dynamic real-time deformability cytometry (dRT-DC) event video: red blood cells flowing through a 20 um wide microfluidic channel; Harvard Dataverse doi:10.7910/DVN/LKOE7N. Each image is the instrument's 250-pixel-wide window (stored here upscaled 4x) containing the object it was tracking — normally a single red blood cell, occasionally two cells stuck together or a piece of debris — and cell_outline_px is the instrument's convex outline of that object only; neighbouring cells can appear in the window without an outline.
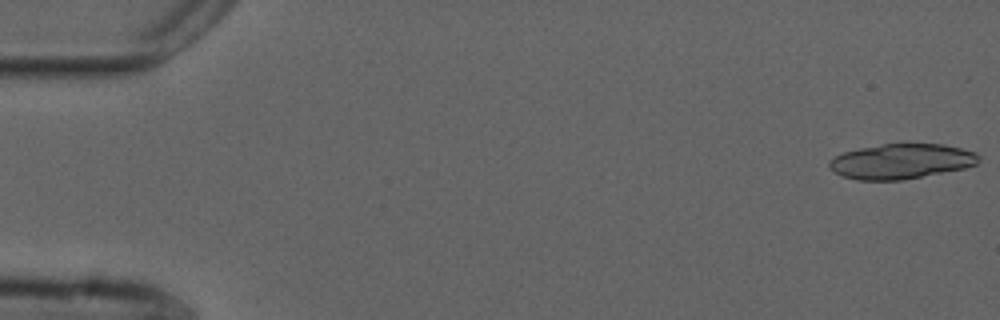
{"species": "common noctule bat (a hibernating species)", "species_latin": "Nyctalus noctula", "temperature_condition": "cold", "stored_images_in_passage": 18, "camera_frame_rate_fps": 3000, "um_per_image_px": 0.085, "animal": {"sex": "male", "forearm_length_mm": 52.5}, "frame": {"image": 1, "passage_image": 1, "time_ms": 0.0, "image_size_px": [1000, 320], "cell_outline_px": [[980, 160], [976, 164], [964, 168], [900, 180], [856, 180], [844, 176], [828, 168], [828, 160], [844, 152], [860, 148], [884, 144], [944, 144], [976, 152], [980, 156]], "centroid_in_image_um": [76.6, 13.71], "position_along_channel_um": 8.4, "area_um2": 30.29}}